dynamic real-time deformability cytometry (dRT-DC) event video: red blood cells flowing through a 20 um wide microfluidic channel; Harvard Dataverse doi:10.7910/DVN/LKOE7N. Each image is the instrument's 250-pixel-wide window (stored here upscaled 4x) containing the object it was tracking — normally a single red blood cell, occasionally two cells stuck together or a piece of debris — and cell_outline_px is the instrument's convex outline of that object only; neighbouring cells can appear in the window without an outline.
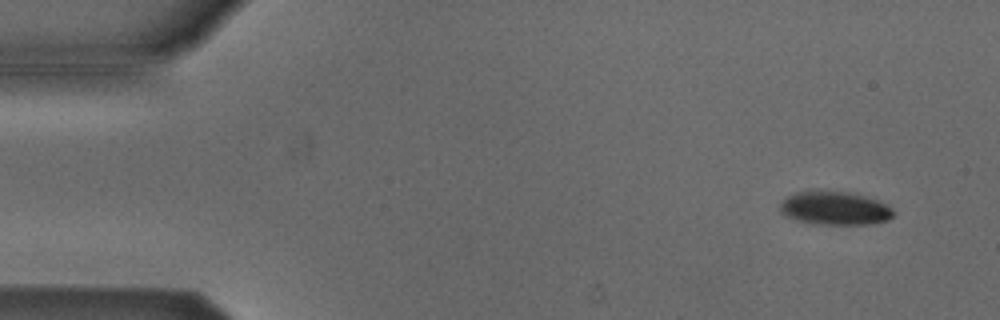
{"species": "Egyptian fruit bat (a non-hibernating species)", "species_latin": "Rousettus aegyptiacus", "temperature_condition": "cold", "stored_images_in_passage": 4, "camera_frame_rate_fps": 3000, "um_per_image_px": 0.085, "animal": {"sex": "male"}, "frame": {"image": 1, "passage_image": 1, "time_ms": 0.0, "image_size_px": [1000, 320], "cell_outline_px": [[896, 212], [888, 220], [868, 224], [820, 224], [796, 220], [780, 212], [780, 204], [788, 196], [796, 192], [856, 192], [888, 204]], "centroid_in_image_um": [71.03, 17.7], "position_along_channel_um": 14.0, "area_um2": 21.91}}
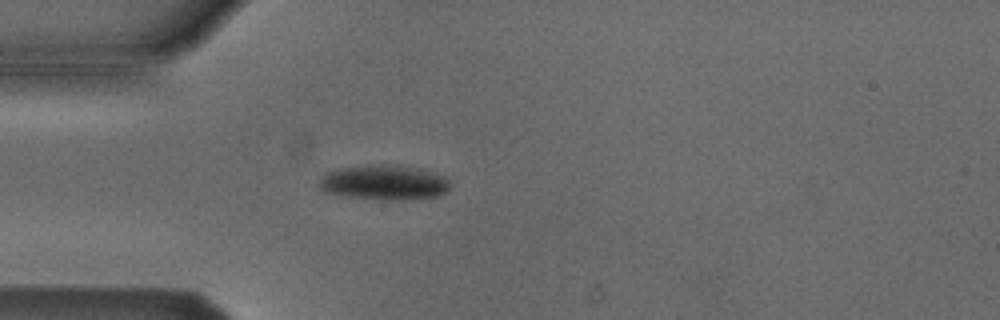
{"frame": {"image": 2, "passage_image": 4, "time_ms": 3.667, "image_size_px": [1000, 320], "cell_outline_px": [[452, 184], [448, 192], [436, 196], [400, 200], [380, 200], [348, 196], [324, 192], [320, 188], [320, 176], [324, 172], [336, 168], [368, 164], [400, 164], [420, 168], [444, 176]], "centroid_in_image_um": [32.65, 15.48], "position_along_channel_um": 52.4, "area_um2": 27.28}}